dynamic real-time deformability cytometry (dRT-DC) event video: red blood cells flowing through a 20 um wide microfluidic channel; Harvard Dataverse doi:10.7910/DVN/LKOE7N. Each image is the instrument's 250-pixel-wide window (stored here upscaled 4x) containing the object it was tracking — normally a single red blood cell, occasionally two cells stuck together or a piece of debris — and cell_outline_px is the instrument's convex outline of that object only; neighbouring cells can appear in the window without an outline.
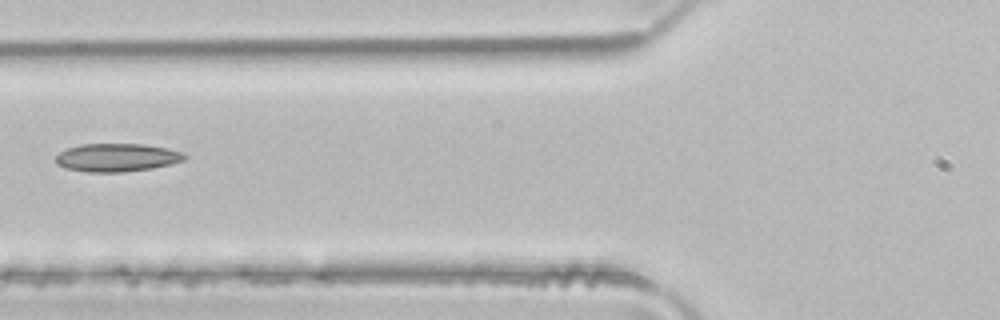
{"species": "common noctule bat (a hibernating species)", "species_latin": "Nyctalus noctula", "temperature_condition": "room temperature", "stored_images_in_passage": 5, "camera_frame_rate_fps": 3000, "um_per_image_px": 0.085, "animal": {"sex": "male", "body_mass_g": 21.5, "forearm_length_mm": 52.0}, "frame": {"image": 1, "passage_image": 5, "time_ms": 1.333, "image_size_px": [1000, 320], "cell_outline_px": [[188, 156], [184, 160], [172, 164], [152, 168], [120, 172], [88, 172], [64, 168], [56, 164], [56, 156], [60, 152], [68, 148], [80, 144], [144, 144], [184, 152]], "centroid_in_image_um": [9.94, 13.39], "position_along_channel_um": 115.9, "area_um2": 21.15}}